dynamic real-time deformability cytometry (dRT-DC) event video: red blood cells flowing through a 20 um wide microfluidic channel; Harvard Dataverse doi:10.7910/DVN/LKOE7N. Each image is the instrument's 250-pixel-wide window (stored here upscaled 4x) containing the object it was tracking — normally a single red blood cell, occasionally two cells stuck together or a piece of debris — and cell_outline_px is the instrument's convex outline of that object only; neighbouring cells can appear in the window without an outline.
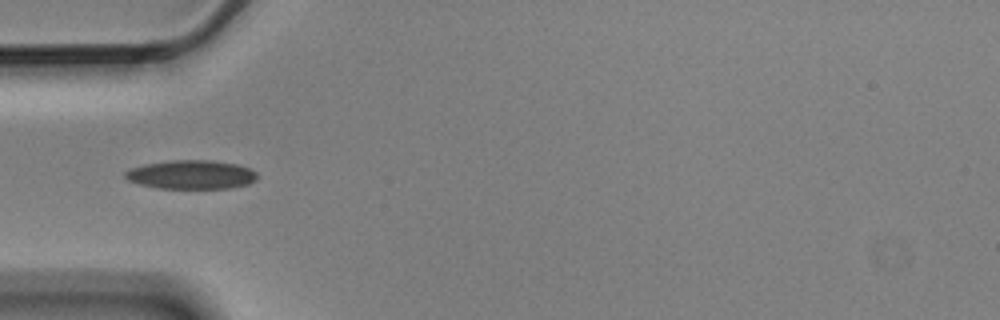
{"species": "Egyptian fruit bat (a non-hibernating species)", "species_latin": "Rousettus aegyptiacus", "temperature_condition": "cold", "stored_images_in_passage": 6, "camera_frame_rate_fps": 3000, "um_per_image_px": 0.085, "animal": {"sex": "male"}, "frame": {"image": 1, "passage_image": 6, "time_ms": 1.667, "image_size_px": [1000, 320], "cell_outline_px": [[256, 180], [248, 184], [228, 188], [156, 188], [140, 184], [128, 180], [124, 176], [124, 172], [132, 168], [144, 164], [172, 160], [212, 160], [236, 164], [248, 168], [256, 172]], "centroid_in_image_um": [16.24, 14.84], "position_along_channel_um": 68.8, "area_um2": 22.08}}